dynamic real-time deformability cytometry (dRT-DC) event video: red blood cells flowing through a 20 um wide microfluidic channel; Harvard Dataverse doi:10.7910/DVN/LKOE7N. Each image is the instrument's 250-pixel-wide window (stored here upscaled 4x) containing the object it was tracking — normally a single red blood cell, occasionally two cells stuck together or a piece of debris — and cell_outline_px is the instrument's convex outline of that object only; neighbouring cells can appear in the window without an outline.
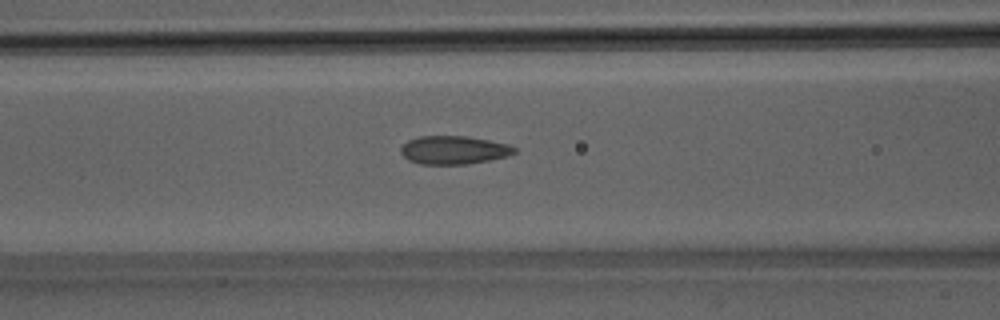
{"species": "Egyptian fruit bat (a non-hibernating species)", "species_latin": "Rousettus aegyptiacus", "temperature_condition": "room temperature", "stored_images_in_passage": 50, "camera_frame_rate_fps": 3000, "um_per_image_px": 0.085, "animal": {"sex": "male"}, "frame": {"image": 1, "passage_image": 21, "time_ms": 6.667, "image_size_px": [1000, 320], "cell_outline_px": [[516, 152], [508, 156], [468, 164], [420, 164], [408, 160], [400, 152], [400, 148], [408, 140], [420, 136], [468, 136], [508, 144], [516, 148]], "centroid_in_image_um": [38.56, 12.75], "position_along_channel_um": 128.0, "area_um2": 18.73}}
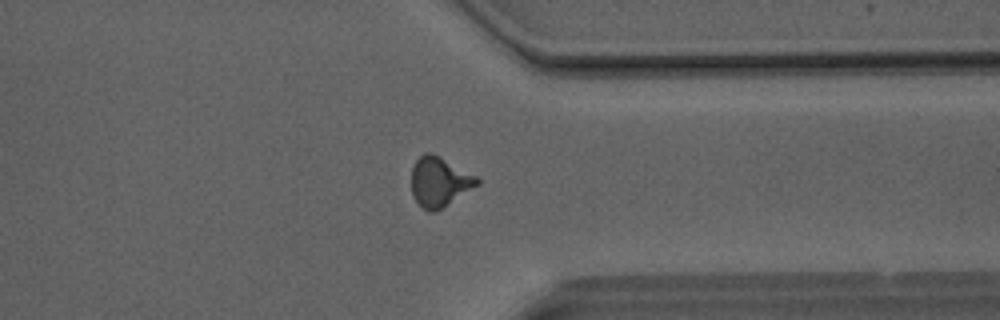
{"frame": {"image": 2, "passage_image": 39, "time_ms": 12.667, "image_size_px": [1000, 320], "cell_outline_px": [[480, 184], [440, 208], [432, 212], [428, 212], [412, 196], [412, 168], [416, 160], [424, 152], [432, 152], [440, 156], [476, 176], [480, 180]], "centroid_in_image_um": [37.34, 15.42], "position_along_channel_um": 374.1, "area_um2": 18.73}}
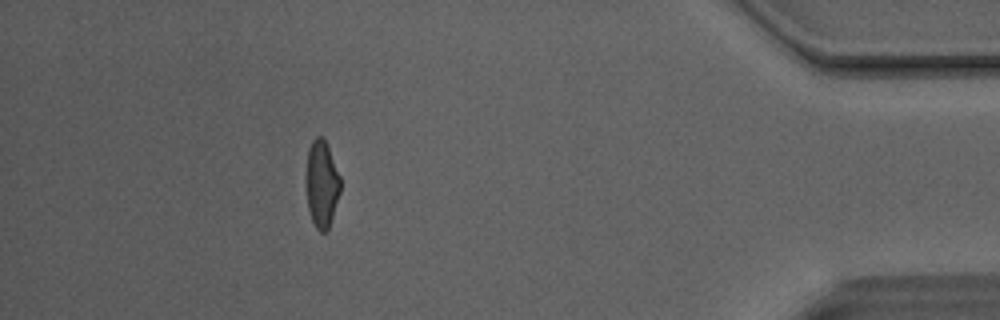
{"frame": {"image": 3, "passage_image": 45, "time_ms": 14.667, "image_size_px": [1000, 320], "cell_outline_px": [[340, 192], [328, 232], [320, 232], [316, 228], [312, 220], [308, 208], [304, 180], [308, 148], [312, 140], [316, 136], [324, 136], [340, 176]], "centroid_in_image_um": [27.32, 15.62], "position_along_channel_um": 407.9, "area_um2": 17.92}, "authors_computed_cell_mechanics": {"area_um2": 18.6405, "velocity_mm_per_s": 4.1411, "shape_relaxation_time_tau1_ms": 10.4932, "shape_relaxation_time_tau2_ms": 0.9423, "deformation_change_tau1": 0.2331, "deformation_change_tau2": 0.0703}}